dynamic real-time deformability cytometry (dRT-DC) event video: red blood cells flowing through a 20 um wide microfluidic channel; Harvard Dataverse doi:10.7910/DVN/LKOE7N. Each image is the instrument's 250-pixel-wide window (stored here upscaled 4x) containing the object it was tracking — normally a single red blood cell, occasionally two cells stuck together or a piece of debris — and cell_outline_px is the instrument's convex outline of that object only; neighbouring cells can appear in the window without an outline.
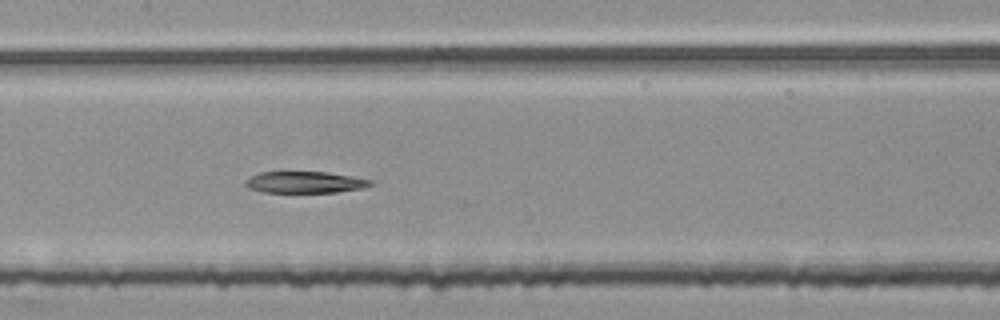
{"species": "common noctule bat (a hibernating species)", "species_latin": "Nyctalus noctula", "temperature_condition": "room temperature", "stored_images_in_passage": 54, "segment_of_instrument_passage": [2, 2], "camera_frame_rate_fps": 3000, "um_per_image_px": 0.085, "animal": {"sex": "female", "body_mass_g": 25.1}, "frame": {"image": 1, "passage_image": 27, "time_ms": 8.667, "image_size_px": [1000, 320], "cell_outline_px": [[372, 184], [364, 188], [336, 192], [260, 192], [248, 188], [244, 184], [244, 180], [260, 172], [328, 172], [352, 176], [372, 180]], "centroid_in_image_um": [25.9, 15.49], "position_along_channel_um": 181.5, "area_um2": 15.72}}
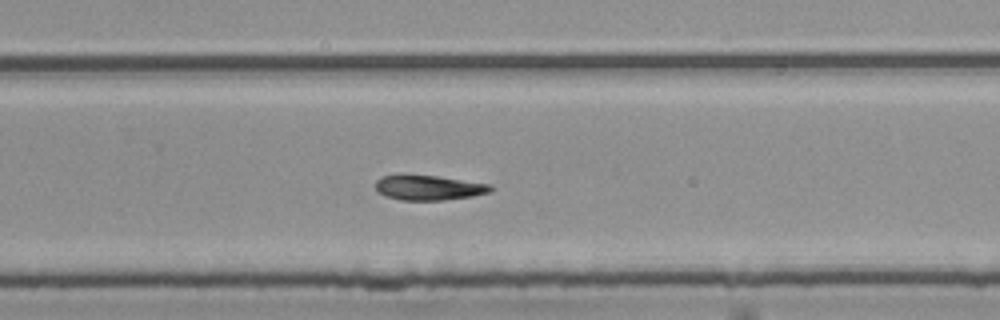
{"frame": {"image": 2, "passage_image": 36, "time_ms": 11.667, "image_size_px": [1000, 320], "cell_outline_px": [[496, 188], [492, 192], [472, 196], [440, 200], [400, 200], [376, 192], [376, 180], [380, 176], [400, 172], [436, 176], [492, 184]], "centroid_in_image_um": [36.41, 15.91], "position_along_channel_um": 293.4, "area_um2": 17.34}}
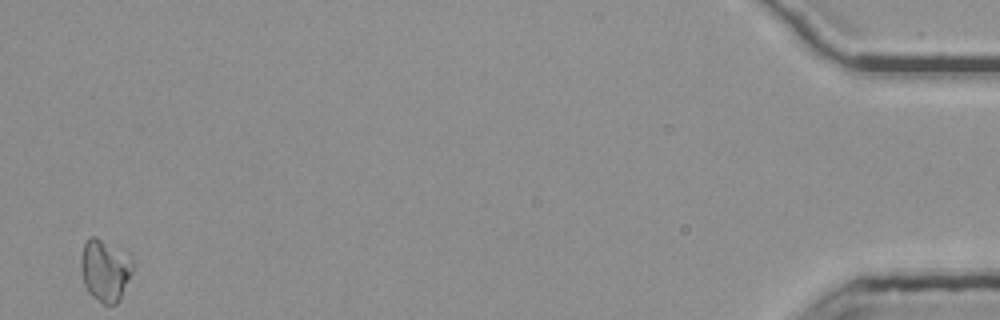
{"frame": {"image": 3, "passage_image": 54, "time_ms": 17.667, "image_size_px": [1000, 320], "cell_outline_px": [[136, 264], [120, 300], [116, 304], [104, 304], [92, 296], [88, 292], [84, 284], [80, 268], [80, 256], [84, 244], [92, 236], [96, 236], [132, 256]], "centroid_in_image_um": [8.96, 22.96], "position_along_channel_um": 426.2, "area_um2": 19.07}}